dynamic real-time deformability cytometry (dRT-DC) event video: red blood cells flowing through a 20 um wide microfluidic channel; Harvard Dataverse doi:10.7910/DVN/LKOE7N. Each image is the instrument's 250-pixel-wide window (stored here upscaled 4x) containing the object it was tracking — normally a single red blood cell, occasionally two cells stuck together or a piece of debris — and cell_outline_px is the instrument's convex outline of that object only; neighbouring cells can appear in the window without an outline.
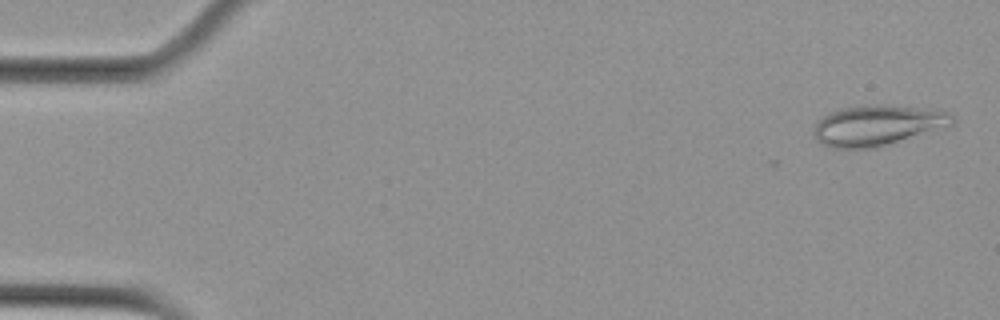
{"species": "Egyptian fruit bat (a non-hibernating species)", "species_latin": "Rousettus aegyptiacus", "temperature_condition": "cold", "stored_images_in_passage": 7, "camera_frame_rate_fps": 3000, "um_per_image_px": 0.085, "animal": {"sex": "female"}, "frame": {"image": 1, "passage_image": 1, "time_ms": 0.0, "image_size_px": [1000, 320], "cell_outline_px": [[956, 124], [876, 148], [832, 148], [820, 144], [816, 140], [812, 132], [816, 124], [828, 112], [840, 108], [880, 104], [940, 108], [956, 116]], "centroid_in_image_um": [74.65, 10.64], "position_along_channel_um": 10.3, "area_um2": 33.35}}